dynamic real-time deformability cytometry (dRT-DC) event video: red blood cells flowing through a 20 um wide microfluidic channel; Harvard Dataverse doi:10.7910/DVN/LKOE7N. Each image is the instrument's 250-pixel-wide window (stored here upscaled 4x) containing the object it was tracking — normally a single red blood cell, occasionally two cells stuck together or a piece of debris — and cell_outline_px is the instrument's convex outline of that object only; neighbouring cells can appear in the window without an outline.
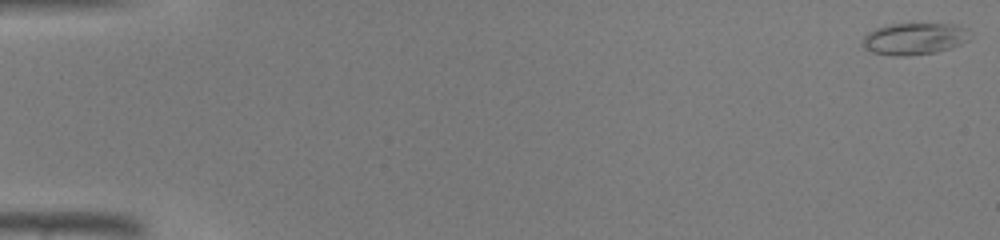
{"species": "common noctule bat (a hibernating species)", "species_latin": "Nyctalus noctula", "temperature_condition": "warm", "stored_images_in_passage": 46, "camera_frame_rate_fps": 3000, "um_per_image_px": 0.085, "animal": {"sex": "male", "body_mass_g": 19.0, "forearm_length_mm": 50.8}, "frame": {"image": 1, "passage_image": 1, "time_ms": 0.0, "image_size_px": [1000, 240], "cell_outline_px": [[968, 40], [960, 44], [936, 52], [908, 56], [896, 56], [872, 52], [864, 48], [860, 44], [864, 36], [868, 32], [880, 28], [896, 24], [952, 24], [968, 28]], "centroid_in_image_um": [77.7, 3.31], "position_along_channel_um": 7.3, "area_um2": 19.65}}
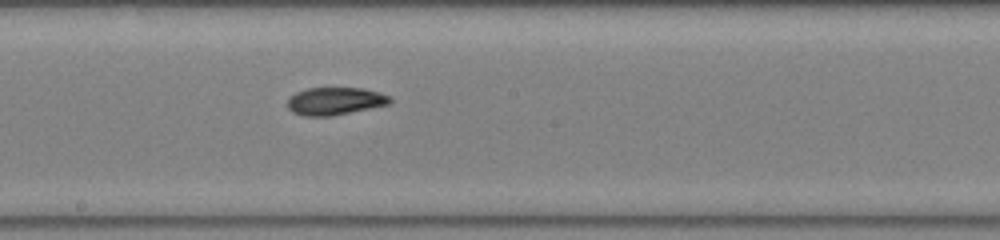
{"frame": {"image": 2, "passage_image": 26, "time_ms": 8.333, "image_size_px": [1000, 240], "cell_outline_px": [[392, 100], [388, 104], [328, 116], [304, 116], [292, 112], [288, 108], [288, 96], [296, 92], [308, 88], [364, 88], [380, 92], [388, 96]], "centroid_in_image_um": [28.43, 8.58], "position_along_channel_um": 219.8, "area_um2": 16.3}}
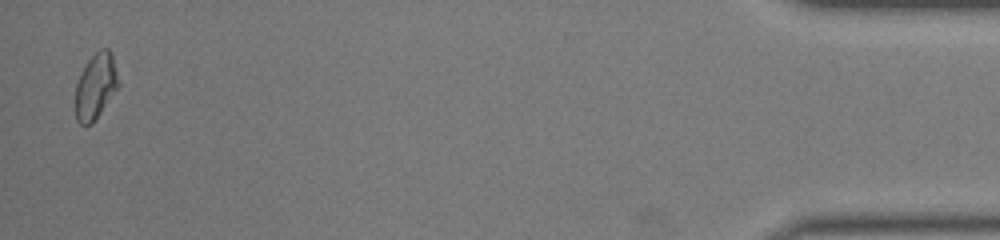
{"frame": {"image": 3, "passage_image": 45, "time_ms": 14.667, "image_size_px": [1000, 240], "cell_outline_px": [[120, 84], [92, 124], [80, 124], [76, 120], [76, 84], [80, 72], [88, 60], [100, 48], [108, 48], [112, 52], [120, 80]], "centroid_in_image_um": [8.15, 7.29], "position_along_channel_um": 427.0, "area_um2": 16.53}}